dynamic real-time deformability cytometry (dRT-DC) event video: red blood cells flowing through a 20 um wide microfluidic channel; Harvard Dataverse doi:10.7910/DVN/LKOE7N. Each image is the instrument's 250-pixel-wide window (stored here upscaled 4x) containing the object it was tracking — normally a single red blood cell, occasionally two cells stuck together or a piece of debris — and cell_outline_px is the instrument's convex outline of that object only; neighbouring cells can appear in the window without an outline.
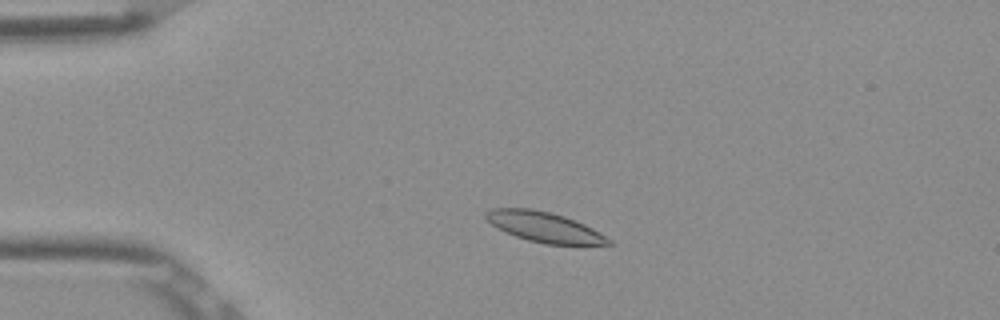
{"species": "Egyptian fruit bat (a non-hibernating species)", "species_latin": "Rousettus aegyptiacus", "temperature_condition": "room temperature", "stored_images_in_passage": 3, "camera_frame_rate_fps": 3000, "um_per_image_px": 0.085, "frame": {"image": 1, "passage_image": 2, "time_ms": 0.333, "image_size_px": [1000, 320], "cell_outline_px": [[612, 244], [544, 244], [528, 240], [504, 232], [496, 228], [484, 216], [484, 212], [492, 208], [532, 208], [552, 212], [564, 216], [584, 224], [592, 228], [612, 240]], "centroid_in_image_um": [46.22, 19.28], "position_along_channel_um": 38.8, "area_um2": 21.5}}